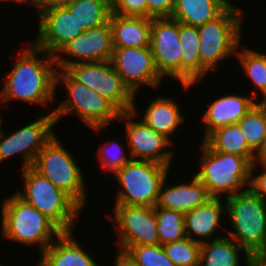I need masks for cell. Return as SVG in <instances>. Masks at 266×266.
Segmentation results:
<instances>
[{
    "instance_id": "1",
    "label": "cell",
    "mask_w": 266,
    "mask_h": 266,
    "mask_svg": "<svg viewBox=\"0 0 266 266\" xmlns=\"http://www.w3.org/2000/svg\"><path fill=\"white\" fill-rule=\"evenodd\" d=\"M19 50L15 66L0 91L5 108L10 100L46 106L55 99L57 66L54 56L29 44ZM40 54V55H39ZM42 54V55H41Z\"/></svg>"
},
{
    "instance_id": "2",
    "label": "cell",
    "mask_w": 266,
    "mask_h": 266,
    "mask_svg": "<svg viewBox=\"0 0 266 266\" xmlns=\"http://www.w3.org/2000/svg\"><path fill=\"white\" fill-rule=\"evenodd\" d=\"M225 197L226 212L234 228L226 236L232 238L250 255H266V202L248 187Z\"/></svg>"
},
{
    "instance_id": "3",
    "label": "cell",
    "mask_w": 266,
    "mask_h": 266,
    "mask_svg": "<svg viewBox=\"0 0 266 266\" xmlns=\"http://www.w3.org/2000/svg\"><path fill=\"white\" fill-rule=\"evenodd\" d=\"M2 236L29 246L39 245L42 253L62 231L35 207L16 193L5 198L1 206Z\"/></svg>"
},
{
    "instance_id": "4",
    "label": "cell",
    "mask_w": 266,
    "mask_h": 266,
    "mask_svg": "<svg viewBox=\"0 0 266 266\" xmlns=\"http://www.w3.org/2000/svg\"><path fill=\"white\" fill-rule=\"evenodd\" d=\"M200 170L194 175L203 183L211 197H226L245 191L250 183L251 163L237 154L212 150L203 140ZM242 189V190H241ZM241 190V191H240Z\"/></svg>"
},
{
    "instance_id": "5",
    "label": "cell",
    "mask_w": 266,
    "mask_h": 266,
    "mask_svg": "<svg viewBox=\"0 0 266 266\" xmlns=\"http://www.w3.org/2000/svg\"><path fill=\"white\" fill-rule=\"evenodd\" d=\"M23 191L16 194L50 219L62 232H72L82 208L63 190L32 167L22 169Z\"/></svg>"
},
{
    "instance_id": "6",
    "label": "cell",
    "mask_w": 266,
    "mask_h": 266,
    "mask_svg": "<svg viewBox=\"0 0 266 266\" xmlns=\"http://www.w3.org/2000/svg\"><path fill=\"white\" fill-rule=\"evenodd\" d=\"M60 82L64 83L69 95L52 111L56 122L76 112L84 124L100 132L111 121L119 120L121 113L106 98L75 81L64 69H58L56 73V87Z\"/></svg>"
},
{
    "instance_id": "7",
    "label": "cell",
    "mask_w": 266,
    "mask_h": 266,
    "mask_svg": "<svg viewBox=\"0 0 266 266\" xmlns=\"http://www.w3.org/2000/svg\"><path fill=\"white\" fill-rule=\"evenodd\" d=\"M241 22L240 10L231 3L218 17L198 26L200 59L209 72L217 70L221 59L236 54L241 41Z\"/></svg>"
},
{
    "instance_id": "8",
    "label": "cell",
    "mask_w": 266,
    "mask_h": 266,
    "mask_svg": "<svg viewBox=\"0 0 266 266\" xmlns=\"http://www.w3.org/2000/svg\"><path fill=\"white\" fill-rule=\"evenodd\" d=\"M169 171V166L153 161H129L115 174L123 188L116 193L115 205L155 207Z\"/></svg>"
},
{
    "instance_id": "9",
    "label": "cell",
    "mask_w": 266,
    "mask_h": 266,
    "mask_svg": "<svg viewBox=\"0 0 266 266\" xmlns=\"http://www.w3.org/2000/svg\"><path fill=\"white\" fill-rule=\"evenodd\" d=\"M55 135L38 153L32 168L67 193L81 208L87 200V189L81 167Z\"/></svg>"
},
{
    "instance_id": "10",
    "label": "cell",
    "mask_w": 266,
    "mask_h": 266,
    "mask_svg": "<svg viewBox=\"0 0 266 266\" xmlns=\"http://www.w3.org/2000/svg\"><path fill=\"white\" fill-rule=\"evenodd\" d=\"M75 81L106 98L120 113L131 112L134 94L123 83L110 60L75 63L64 69Z\"/></svg>"
},
{
    "instance_id": "11",
    "label": "cell",
    "mask_w": 266,
    "mask_h": 266,
    "mask_svg": "<svg viewBox=\"0 0 266 266\" xmlns=\"http://www.w3.org/2000/svg\"><path fill=\"white\" fill-rule=\"evenodd\" d=\"M38 119L14 131L8 137L4 134L1 123L0 162L20 153L24 162L23 169L32 167L38 153L56 135L53 127L57 122L52 112Z\"/></svg>"
},
{
    "instance_id": "12",
    "label": "cell",
    "mask_w": 266,
    "mask_h": 266,
    "mask_svg": "<svg viewBox=\"0 0 266 266\" xmlns=\"http://www.w3.org/2000/svg\"><path fill=\"white\" fill-rule=\"evenodd\" d=\"M118 249L127 251L136 245H159L155 207L115 205L114 219Z\"/></svg>"
},
{
    "instance_id": "13",
    "label": "cell",
    "mask_w": 266,
    "mask_h": 266,
    "mask_svg": "<svg viewBox=\"0 0 266 266\" xmlns=\"http://www.w3.org/2000/svg\"><path fill=\"white\" fill-rule=\"evenodd\" d=\"M136 101L131 112L121 113L119 119L125 121L126 145L132 160H148L171 167L173 151L166 149L173 143L164 135L154 131L142 120L135 121L137 117Z\"/></svg>"
},
{
    "instance_id": "14",
    "label": "cell",
    "mask_w": 266,
    "mask_h": 266,
    "mask_svg": "<svg viewBox=\"0 0 266 266\" xmlns=\"http://www.w3.org/2000/svg\"><path fill=\"white\" fill-rule=\"evenodd\" d=\"M110 62L123 83L134 94V100L141 85L157 88L163 80L150 47H114Z\"/></svg>"
},
{
    "instance_id": "15",
    "label": "cell",
    "mask_w": 266,
    "mask_h": 266,
    "mask_svg": "<svg viewBox=\"0 0 266 266\" xmlns=\"http://www.w3.org/2000/svg\"><path fill=\"white\" fill-rule=\"evenodd\" d=\"M114 47L110 20L106 23L85 30L64 45L54 56L57 69H65L75 63L105 62L112 57ZM61 54L74 56L77 60L63 58ZM80 60V61H79Z\"/></svg>"
},
{
    "instance_id": "16",
    "label": "cell",
    "mask_w": 266,
    "mask_h": 266,
    "mask_svg": "<svg viewBox=\"0 0 266 266\" xmlns=\"http://www.w3.org/2000/svg\"><path fill=\"white\" fill-rule=\"evenodd\" d=\"M179 22L171 17L152 18L150 49L159 74L181 82Z\"/></svg>"
},
{
    "instance_id": "17",
    "label": "cell",
    "mask_w": 266,
    "mask_h": 266,
    "mask_svg": "<svg viewBox=\"0 0 266 266\" xmlns=\"http://www.w3.org/2000/svg\"><path fill=\"white\" fill-rule=\"evenodd\" d=\"M38 16V36L32 44L52 56L85 31L66 6L48 8Z\"/></svg>"
},
{
    "instance_id": "18",
    "label": "cell",
    "mask_w": 266,
    "mask_h": 266,
    "mask_svg": "<svg viewBox=\"0 0 266 266\" xmlns=\"http://www.w3.org/2000/svg\"><path fill=\"white\" fill-rule=\"evenodd\" d=\"M253 98L251 94L248 96L230 94L212 102L201 116L205 132L203 140L219 127L238 123L257 103Z\"/></svg>"
},
{
    "instance_id": "19",
    "label": "cell",
    "mask_w": 266,
    "mask_h": 266,
    "mask_svg": "<svg viewBox=\"0 0 266 266\" xmlns=\"http://www.w3.org/2000/svg\"><path fill=\"white\" fill-rule=\"evenodd\" d=\"M192 176V180L188 184L181 183L166 187L167 175L161 185L158 202L155 207H162L186 214L188 211L205 204L211 199L212 197L203 183L195 175Z\"/></svg>"
},
{
    "instance_id": "20",
    "label": "cell",
    "mask_w": 266,
    "mask_h": 266,
    "mask_svg": "<svg viewBox=\"0 0 266 266\" xmlns=\"http://www.w3.org/2000/svg\"><path fill=\"white\" fill-rule=\"evenodd\" d=\"M74 232H62L41 253L38 266H99L73 237Z\"/></svg>"
},
{
    "instance_id": "21",
    "label": "cell",
    "mask_w": 266,
    "mask_h": 266,
    "mask_svg": "<svg viewBox=\"0 0 266 266\" xmlns=\"http://www.w3.org/2000/svg\"><path fill=\"white\" fill-rule=\"evenodd\" d=\"M224 212H226V205L221 197H212L205 204L188 211L184 217L186 237L199 243L206 242L207 237L218 232ZM194 234L195 237L198 236L197 239L191 236Z\"/></svg>"
},
{
    "instance_id": "22",
    "label": "cell",
    "mask_w": 266,
    "mask_h": 266,
    "mask_svg": "<svg viewBox=\"0 0 266 266\" xmlns=\"http://www.w3.org/2000/svg\"><path fill=\"white\" fill-rule=\"evenodd\" d=\"M179 40L181 44V84L186 89L196 82L198 83L209 71L201 63L198 27L179 22Z\"/></svg>"
},
{
    "instance_id": "23",
    "label": "cell",
    "mask_w": 266,
    "mask_h": 266,
    "mask_svg": "<svg viewBox=\"0 0 266 266\" xmlns=\"http://www.w3.org/2000/svg\"><path fill=\"white\" fill-rule=\"evenodd\" d=\"M151 19L112 13L110 24L113 47H150Z\"/></svg>"
},
{
    "instance_id": "24",
    "label": "cell",
    "mask_w": 266,
    "mask_h": 266,
    "mask_svg": "<svg viewBox=\"0 0 266 266\" xmlns=\"http://www.w3.org/2000/svg\"><path fill=\"white\" fill-rule=\"evenodd\" d=\"M144 111L141 120L170 141L172 140L170 135L174 134L178 130V126L185 120L179 109V103H176L170 97L158 96L157 99L151 101Z\"/></svg>"
},
{
    "instance_id": "25",
    "label": "cell",
    "mask_w": 266,
    "mask_h": 266,
    "mask_svg": "<svg viewBox=\"0 0 266 266\" xmlns=\"http://www.w3.org/2000/svg\"><path fill=\"white\" fill-rule=\"evenodd\" d=\"M229 0H176L171 18L189 26H200L218 17Z\"/></svg>"
},
{
    "instance_id": "26",
    "label": "cell",
    "mask_w": 266,
    "mask_h": 266,
    "mask_svg": "<svg viewBox=\"0 0 266 266\" xmlns=\"http://www.w3.org/2000/svg\"><path fill=\"white\" fill-rule=\"evenodd\" d=\"M241 251H244L247 262L251 255L225 233L224 236L211 237V242L201 243L200 266H241Z\"/></svg>"
},
{
    "instance_id": "27",
    "label": "cell",
    "mask_w": 266,
    "mask_h": 266,
    "mask_svg": "<svg viewBox=\"0 0 266 266\" xmlns=\"http://www.w3.org/2000/svg\"><path fill=\"white\" fill-rule=\"evenodd\" d=\"M203 141L214 151L240 155L245 157L251 164L260 159L248 146L237 123L215 129Z\"/></svg>"
},
{
    "instance_id": "28",
    "label": "cell",
    "mask_w": 266,
    "mask_h": 266,
    "mask_svg": "<svg viewBox=\"0 0 266 266\" xmlns=\"http://www.w3.org/2000/svg\"><path fill=\"white\" fill-rule=\"evenodd\" d=\"M65 6L84 30L106 23L112 14L111 0H70Z\"/></svg>"
},
{
    "instance_id": "29",
    "label": "cell",
    "mask_w": 266,
    "mask_h": 266,
    "mask_svg": "<svg viewBox=\"0 0 266 266\" xmlns=\"http://www.w3.org/2000/svg\"><path fill=\"white\" fill-rule=\"evenodd\" d=\"M237 124L248 146L261 157L266 151V108L256 103Z\"/></svg>"
},
{
    "instance_id": "30",
    "label": "cell",
    "mask_w": 266,
    "mask_h": 266,
    "mask_svg": "<svg viewBox=\"0 0 266 266\" xmlns=\"http://www.w3.org/2000/svg\"><path fill=\"white\" fill-rule=\"evenodd\" d=\"M237 59L243 69V74L251 79L254 89L250 94L255 98L261 95L266 90V54L257 52L252 49H241L240 52H236Z\"/></svg>"
},
{
    "instance_id": "31",
    "label": "cell",
    "mask_w": 266,
    "mask_h": 266,
    "mask_svg": "<svg viewBox=\"0 0 266 266\" xmlns=\"http://www.w3.org/2000/svg\"><path fill=\"white\" fill-rule=\"evenodd\" d=\"M155 216L160 245L186 238L184 213L162 207H155Z\"/></svg>"
},
{
    "instance_id": "32",
    "label": "cell",
    "mask_w": 266,
    "mask_h": 266,
    "mask_svg": "<svg viewBox=\"0 0 266 266\" xmlns=\"http://www.w3.org/2000/svg\"><path fill=\"white\" fill-rule=\"evenodd\" d=\"M162 246L176 266H200L201 243L186 237Z\"/></svg>"
},
{
    "instance_id": "33",
    "label": "cell",
    "mask_w": 266,
    "mask_h": 266,
    "mask_svg": "<svg viewBox=\"0 0 266 266\" xmlns=\"http://www.w3.org/2000/svg\"><path fill=\"white\" fill-rule=\"evenodd\" d=\"M127 252L139 266H176L160 244L131 246Z\"/></svg>"
},
{
    "instance_id": "34",
    "label": "cell",
    "mask_w": 266,
    "mask_h": 266,
    "mask_svg": "<svg viewBox=\"0 0 266 266\" xmlns=\"http://www.w3.org/2000/svg\"><path fill=\"white\" fill-rule=\"evenodd\" d=\"M121 147L122 145L115 141H108L102 145V148H100V151L97 154L101 161L102 169L111 171L115 175L125 164L132 160L131 155L129 154L127 157V154L124 153L125 150ZM111 148L112 150H110ZM108 150L113 151L114 154H111Z\"/></svg>"
},
{
    "instance_id": "35",
    "label": "cell",
    "mask_w": 266,
    "mask_h": 266,
    "mask_svg": "<svg viewBox=\"0 0 266 266\" xmlns=\"http://www.w3.org/2000/svg\"><path fill=\"white\" fill-rule=\"evenodd\" d=\"M112 13L147 18V0H111Z\"/></svg>"
},
{
    "instance_id": "36",
    "label": "cell",
    "mask_w": 266,
    "mask_h": 266,
    "mask_svg": "<svg viewBox=\"0 0 266 266\" xmlns=\"http://www.w3.org/2000/svg\"><path fill=\"white\" fill-rule=\"evenodd\" d=\"M262 168V173L254 176L257 166ZM249 189L266 202V163L258 159L251 164Z\"/></svg>"
},
{
    "instance_id": "37",
    "label": "cell",
    "mask_w": 266,
    "mask_h": 266,
    "mask_svg": "<svg viewBox=\"0 0 266 266\" xmlns=\"http://www.w3.org/2000/svg\"><path fill=\"white\" fill-rule=\"evenodd\" d=\"M176 0H147V18L171 17Z\"/></svg>"
},
{
    "instance_id": "38",
    "label": "cell",
    "mask_w": 266,
    "mask_h": 266,
    "mask_svg": "<svg viewBox=\"0 0 266 266\" xmlns=\"http://www.w3.org/2000/svg\"><path fill=\"white\" fill-rule=\"evenodd\" d=\"M70 0H32L30 4L36 6V13L40 12L56 6H65Z\"/></svg>"
},
{
    "instance_id": "39",
    "label": "cell",
    "mask_w": 266,
    "mask_h": 266,
    "mask_svg": "<svg viewBox=\"0 0 266 266\" xmlns=\"http://www.w3.org/2000/svg\"><path fill=\"white\" fill-rule=\"evenodd\" d=\"M115 266H139L127 251L118 249Z\"/></svg>"
},
{
    "instance_id": "40",
    "label": "cell",
    "mask_w": 266,
    "mask_h": 266,
    "mask_svg": "<svg viewBox=\"0 0 266 266\" xmlns=\"http://www.w3.org/2000/svg\"><path fill=\"white\" fill-rule=\"evenodd\" d=\"M245 264L247 266H266V255H251Z\"/></svg>"
},
{
    "instance_id": "41",
    "label": "cell",
    "mask_w": 266,
    "mask_h": 266,
    "mask_svg": "<svg viewBox=\"0 0 266 266\" xmlns=\"http://www.w3.org/2000/svg\"><path fill=\"white\" fill-rule=\"evenodd\" d=\"M263 99H261L260 101L258 100V103L260 106H263L264 108H266V90L264 91V93L262 94Z\"/></svg>"
},
{
    "instance_id": "42",
    "label": "cell",
    "mask_w": 266,
    "mask_h": 266,
    "mask_svg": "<svg viewBox=\"0 0 266 266\" xmlns=\"http://www.w3.org/2000/svg\"><path fill=\"white\" fill-rule=\"evenodd\" d=\"M9 1H14V2H17V3H25V4H29L32 0H9Z\"/></svg>"
},
{
    "instance_id": "43",
    "label": "cell",
    "mask_w": 266,
    "mask_h": 266,
    "mask_svg": "<svg viewBox=\"0 0 266 266\" xmlns=\"http://www.w3.org/2000/svg\"><path fill=\"white\" fill-rule=\"evenodd\" d=\"M260 160L266 163V151L262 154V156L260 157Z\"/></svg>"
},
{
    "instance_id": "44",
    "label": "cell",
    "mask_w": 266,
    "mask_h": 266,
    "mask_svg": "<svg viewBox=\"0 0 266 266\" xmlns=\"http://www.w3.org/2000/svg\"><path fill=\"white\" fill-rule=\"evenodd\" d=\"M4 1H5V2H6V1L9 2V0H0V2H4Z\"/></svg>"
}]
</instances>
